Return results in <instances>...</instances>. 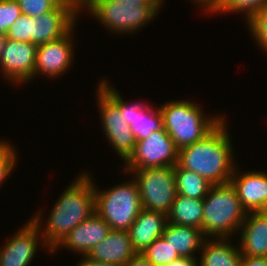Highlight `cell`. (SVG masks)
<instances>
[{
    "mask_svg": "<svg viewBox=\"0 0 267 266\" xmlns=\"http://www.w3.org/2000/svg\"><path fill=\"white\" fill-rule=\"evenodd\" d=\"M225 124L222 120L203 139L179 149L177 164L197 173L212 185L230 182L235 160Z\"/></svg>",
    "mask_w": 267,
    "mask_h": 266,
    "instance_id": "cell-1",
    "label": "cell"
},
{
    "mask_svg": "<svg viewBox=\"0 0 267 266\" xmlns=\"http://www.w3.org/2000/svg\"><path fill=\"white\" fill-rule=\"evenodd\" d=\"M67 187L55 203L43 229V245L52 251L76 226L95 213L94 185L82 174Z\"/></svg>",
    "mask_w": 267,
    "mask_h": 266,
    "instance_id": "cell-2",
    "label": "cell"
},
{
    "mask_svg": "<svg viewBox=\"0 0 267 266\" xmlns=\"http://www.w3.org/2000/svg\"><path fill=\"white\" fill-rule=\"evenodd\" d=\"M203 205L202 233L205 237L229 238L239 232L247 211L231 182L211 185Z\"/></svg>",
    "mask_w": 267,
    "mask_h": 266,
    "instance_id": "cell-3",
    "label": "cell"
},
{
    "mask_svg": "<svg viewBox=\"0 0 267 266\" xmlns=\"http://www.w3.org/2000/svg\"><path fill=\"white\" fill-rule=\"evenodd\" d=\"M158 108L163 128L178 149L203 139L223 120L222 116L206 117L199 105L189 100L170 101Z\"/></svg>",
    "mask_w": 267,
    "mask_h": 266,
    "instance_id": "cell-4",
    "label": "cell"
},
{
    "mask_svg": "<svg viewBox=\"0 0 267 266\" xmlns=\"http://www.w3.org/2000/svg\"><path fill=\"white\" fill-rule=\"evenodd\" d=\"M93 185L95 212L111 230L128 231L143 209L136 181L133 179L105 191Z\"/></svg>",
    "mask_w": 267,
    "mask_h": 266,
    "instance_id": "cell-5",
    "label": "cell"
},
{
    "mask_svg": "<svg viewBox=\"0 0 267 266\" xmlns=\"http://www.w3.org/2000/svg\"><path fill=\"white\" fill-rule=\"evenodd\" d=\"M162 5L127 4L116 0H90L85 6L92 16L114 33H132L159 13Z\"/></svg>",
    "mask_w": 267,
    "mask_h": 266,
    "instance_id": "cell-6",
    "label": "cell"
},
{
    "mask_svg": "<svg viewBox=\"0 0 267 266\" xmlns=\"http://www.w3.org/2000/svg\"><path fill=\"white\" fill-rule=\"evenodd\" d=\"M142 207L168 215L177 195L174 166L132 170Z\"/></svg>",
    "mask_w": 267,
    "mask_h": 266,
    "instance_id": "cell-7",
    "label": "cell"
},
{
    "mask_svg": "<svg viewBox=\"0 0 267 266\" xmlns=\"http://www.w3.org/2000/svg\"><path fill=\"white\" fill-rule=\"evenodd\" d=\"M179 149L164 128L152 132L145 139L137 140L134 150L125 160V171L175 166Z\"/></svg>",
    "mask_w": 267,
    "mask_h": 266,
    "instance_id": "cell-8",
    "label": "cell"
},
{
    "mask_svg": "<svg viewBox=\"0 0 267 266\" xmlns=\"http://www.w3.org/2000/svg\"><path fill=\"white\" fill-rule=\"evenodd\" d=\"M98 87L119 107L123 118L131 127L136 141L145 139L152 132L163 128V117L158 108L154 110L150 105L144 106L138 102L127 105L118 90L109 86L106 80L102 79Z\"/></svg>",
    "mask_w": 267,
    "mask_h": 266,
    "instance_id": "cell-9",
    "label": "cell"
},
{
    "mask_svg": "<svg viewBox=\"0 0 267 266\" xmlns=\"http://www.w3.org/2000/svg\"><path fill=\"white\" fill-rule=\"evenodd\" d=\"M98 107L100 119H102L103 129L111 143L122 160H126L134 150L136 138L131 131V127L123 118L119 107L100 89L97 91Z\"/></svg>",
    "mask_w": 267,
    "mask_h": 266,
    "instance_id": "cell-10",
    "label": "cell"
},
{
    "mask_svg": "<svg viewBox=\"0 0 267 266\" xmlns=\"http://www.w3.org/2000/svg\"><path fill=\"white\" fill-rule=\"evenodd\" d=\"M41 220V214L38 212L6 242L0 249V266H29L41 239Z\"/></svg>",
    "mask_w": 267,
    "mask_h": 266,
    "instance_id": "cell-11",
    "label": "cell"
},
{
    "mask_svg": "<svg viewBox=\"0 0 267 266\" xmlns=\"http://www.w3.org/2000/svg\"><path fill=\"white\" fill-rule=\"evenodd\" d=\"M37 45L6 39L0 58V68L13 83H27L34 78Z\"/></svg>",
    "mask_w": 267,
    "mask_h": 266,
    "instance_id": "cell-12",
    "label": "cell"
},
{
    "mask_svg": "<svg viewBox=\"0 0 267 266\" xmlns=\"http://www.w3.org/2000/svg\"><path fill=\"white\" fill-rule=\"evenodd\" d=\"M74 27L62 38L37 46L34 77L39 73L48 77H59L65 74L73 59Z\"/></svg>",
    "mask_w": 267,
    "mask_h": 266,
    "instance_id": "cell-13",
    "label": "cell"
},
{
    "mask_svg": "<svg viewBox=\"0 0 267 266\" xmlns=\"http://www.w3.org/2000/svg\"><path fill=\"white\" fill-rule=\"evenodd\" d=\"M76 17L78 14L63 4H58L53 10L33 17V44L38 46L62 38L73 26L75 27Z\"/></svg>",
    "mask_w": 267,
    "mask_h": 266,
    "instance_id": "cell-14",
    "label": "cell"
},
{
    "mask_svg": "<svg viewBox=\"0 0 267 266\" xmlns=\"http://www.w3.org/2000/svg\"><path fill=\"white\" fill-rule=\"evenodd\" d=\"M110 231V226L95 212L73 228L51 253L63 246L86 256L95 245L107 237Z\"/></svg>",
    "mask_w": 267,
    "mask_h": 266,
    "instance_id": "cell-15",
    "label": "cell"
},
{
    "mask_svg": "<svg viewBox=\"0 0 267 266\" xmlns=\"http://www.w3.org/2000/svg\"><path fill=\"white\" fill-rule=\"evenodd\" d=\"M230 179L242 207L247 211H267V172L253 171L236 175ZM239 175V176H238Z\"/></svg>",
    "mask_w": 267,
    "mask_h": 266,
    "instance_id": "cell-16",
    "label": "cell"
},
{
    "mask_svg": "<svg viewBox=\"0 0 267 266\" xmlns=\"http://www.w3.org/2000/svg\"><path fill=\"white\" fill-rule=\"evenodd\" d=\"M136 254L128 231L111 230L107 237L95 245L86 256L113 266H124Z\"/></svg>",
    "mask_w": 267,
    "mask_h": 266,
    "instance_id": "cell-17",
    "label": "cell"
},
{
    "mask_svg": "<svg viewBox=\"0 0 267 266\" xmlns=\"http://www.w3.org/2000/svg\"><path fill=\"white\" fill-rule=\"evenodd\" d=\"M239 230L242 256L267 257V211L247 212Z\"/></svg>",
    "mask_w": 267,
    "mask_h": 266,
    "instance_id": "cell-18",
    "label": "cell"
},
{
    "mask_svg": "<svg viewBox=\"0 0 267 266\" xmlns=\"http://www.w3.org/2000/svg\"><path fill=\"white\" fill-rule=\"evenodd\" d=\"M168 223L164 213L142 209L128 229L133 249L142 253L157 238L161 237Z\"/></svg>",
    "mask_w": 267,
    "mask_h": 266,
    "instance_id": "cell-19",
    "label": "cell"
},
{
    "mask_svg": "<svg viewBox=\"0 0 267 266\" xmlns=\"http://www.w3.org/2000/svg\"><path fill=\"white\" fill-rule=\"evenodd\" d=\"M162 237L180 257L196 258L193 253L202 248L207 237L202 230L190 226L167 223Z\"/></svg>",
    "mask_w": 267,
    "mask_h": 266,
    "instance_id": "cell-20",
    "label": "cell"
},
{
    "mask_svg": "<svg viewBox=\"0 0 267 266\" xmlns=\"http://www.w3.org/2000/svg\"><path fill=\"white\" fill-rule=\"evenodd\" d=\"M202 244L200 266H239L242 258L240 249L230 245L227 238H214Z\"/></svg>",
    "mask_w": 267,
    "mask_h": 266,
    "instance_id": "cell-21",
    "label": "cell"
},
{
    "mask_svg": "<svg viewBox=\"0 0 267 266\" xmlns=\"http://www.w3.org/2000/svg\"><path fill=\"white\" fill-rule=\"evenodd\" d=\"M203 206V199L177 194L167 215L168 222L202 230Z\"/></svg>",
    "mask_w": 267,
    "mask_h": 266,
    "instance_id": "cell-22",
    "label": "cell"
},
{
    "mask_svg": "<svg viewBox=\"0 0 267 266\" xmlns=\"http://www.w3.org/2000/svg\"><path fill=\"white\" fill-rule=\"evenodd\" d=\"M176 192L193 199H204L212 184L197 173L186 170L178 164L174 166Z\"/></svg>",
    "mask_w": 267,
    "mask_h": 266,
    "instance_id": "cell-23",
    "label": "cell"
},
{
    "mask_svg": "<svg viewBox=\"0 0 267 266\" xmlns=\"http://www.w3.org/2000/svg\"><path fill=\"white\" fill-rule=\"evenodd\" d=\"M141 255H143L153 266H165L180 258L177 251H175L162 236L149 245Z\"/></svg>",
    "mask_w": 267,
    "mask_h": 266,
    "instance_id": "cell-24",
    "label": "cell"
},
{
    "mask_svg": "<svg viewBox=\"0 0 267 266\" xmlns=\"http://www.w3.org/2000/svg\"><path fill=\"white\" fill-rule=\"evenodd\" d=\"M267 6V0H224L215 11L219 13L241 12L245 13L249 20L261 8Z\"/></svg>",
    "mask_w": 267,
    "mask_h": 266,
    "instance_id": "cell-25",
    "label": "cell"
},
{
    "mask_svg": "<svg viewBox=\"0 0 267 266\" xmlns=\"http://www.w3.org/2000/svg\"><path fill=\"white\" fill-rule=\"evenodd\" d=\"M247 24L256 43L267 53V6L255 13Z\"/></svg>",
    "mask_w": 267,
    "mask_h": 266,
    "instance_id": "cell-26",
    "label": "cell"
},
{
    "mask_svg": "<svg viewBox=\"0 0 267 266\" xmlns=\"http://www.w3.org/2000/svg\"><path fill=\"white\" fill-rule=\"evenodd\" d=\"M7 38L19 42L33 43V17L22 14L8 30Z\"/></svg>",
    "mask_w": 267,
    "mask_h": 266,
    "instance_id": "cell-27",
    "label": "cell"
},
{
    "mask_svg": "<svg viewBox=\"0 0 267 266\" xmlns=\"http://www.w3.org/2000/svg\"><path fill=\"white\" fill-rule=\"evenodd\" d=\"M21 15L22 11L16 0H0V32L7 34Z\"/></svg>",
    "mask_w": 267,
    "mask_h": 266,
    "instance_id": "cell-28",
    "label": "cell"
},
{
    "mask_svg": "<svg viewBox=\"0 0 267 266\" xmlns=\"http://www.w3.org/2000/svg\"><path fill=\"white\" fill-rule=\"evenodd\" d=\"M17 153L13 146L6 141H0V185L13 172L17 163Z\"/></svg>",
    "mask_w": 267,
    "mask_h": 266,
    "instance_id": "cell-29",
    "label": "cell"
},
{
    "mask_svg": "<svg viewBox=\"0 0 267 266\" xmlns=\"http://www.w3.org/2000/svg\"><path fill=\"white\" fill-rule=\"evenodd\" d=\"M20 5L22 14L37 17L53 10L59 3L55 0H16Z\"/></svg>",
    "mask_w": 267,
    "mask_h": 266,
    "instance_id": "cell-30",
    "label": "cell"
},
{
    "mask_svg": "<svg viewBox=\"0 0 267 266\" xmlns=\"http://www.w3.org/2000/svg\"><path fill=\"white\" fill-rule=\"evenodd\" d=\"M239 266H267V257L242 256Z\"/></svg>",
    "mask_w": 267,
    "mask_h": 266,
    "instance_id": "cell-31",
    "label": "cell"
},
{
    "mask_svg": "<svg viewBox=\"0 0 267 266\" xmlns=\"http://www.w3.org/2000/svg\"><path fill=\"white\" fill-rule=\"evenodd\" d=\"M59 4H63L71 8L76 14L83 9L90 0H55ZM83 6V8H81Z\"/></svg>",
    "mask_w": 267,
    "mask_h": 266,
    "instance_id": "cell-32",
    "label": "cell"
},
{
    "mask_svg": "<svg viewBox=\"0 0 267 266\" xmlns=\"http://www.w3.org/2000/svg\"><path fill=\"white\" fill-rule=\"evenodd\" d=\"M224 0H193L194 3H198L200 4V6L202 5V7L204 6V8L206 9V11H208L209 13L211 12H215L219 6L223 3Z\"/></svg>",
    "mask_w": 267,
    "mask_h": 266,
    "instance_id": "cell-33",
    "label": "cell"
},
{
    "mask_svg": "<svg viewBox=\"0 0 267 266\" xmlns=\"http://www.w3.org/2000/svg\"><path fill=\"white\" fill-rule=\"evenodd\" d=\"M196 258L180 257L165 266H199Z\"/></svg>",
    "mask_w": 267,
    "mask_h": 266,
    "instance_id": "cell-34",
    "label": "cell"
},
{
    "mask_svg": "<svg viewBox=\"0 0 267 266\" xmlns=\"http://www.w3.org/2000/svg\"><path fill=\"white\" fill-rule=\"evenodd\" d=\"M124 266H153L143 255L137 253L128 263Z\"/></svg>",
    "mask_w": 267,
    "mask_h": 266,
    "instance_id": "cell-35",
    "label": "cell"
},
{
    "mask_svg": "<svg viewBox=\"0 0 267 266\" xmlns=\"http://www.w3.org/2000/svg\"><path fill=\"white\" fill-rule=\"evenodd\" d=\"M127 4L139 5H163L164 0H116Z\"/></svg>",
    "mask_w": 267,
    "mask_h": 266,
    "instance_id": "cell-36",
    "label": "cell"
},
{
    "mask_svg": "<svg viewBox=\"0 0 267 266\" xmlns=\"http://www.w3.org/2000/svg\"><path fill=\"white\" fill-rule=\"evenodd\" d=\"M83 258H84L83 261L81 260V262L78 263V265H76V266H113L110 264H106L103 262H98V261L92 260L87 256H84Z\"/></svg>",
    "mask_w": 267,
    "mask_h": 266,
    "instance_id": "cell-37",
    "label": "cell"
},
{
    "mask_svg": "<svg viewBox=\"0 0 267 266\" xmlns=\"http://www.w3.org/2000/svg\"><path fill=\"white\" fill-rule=\"evenodd\" d=\"M6 39H7V34L0 32V58L2 55V50L4 48Z\"/></svg>",
    "mask_w": 267,
    "mask_h": 266,
    "instance_id": "cell-38",
    "label": "cell"
}]
</instances>
